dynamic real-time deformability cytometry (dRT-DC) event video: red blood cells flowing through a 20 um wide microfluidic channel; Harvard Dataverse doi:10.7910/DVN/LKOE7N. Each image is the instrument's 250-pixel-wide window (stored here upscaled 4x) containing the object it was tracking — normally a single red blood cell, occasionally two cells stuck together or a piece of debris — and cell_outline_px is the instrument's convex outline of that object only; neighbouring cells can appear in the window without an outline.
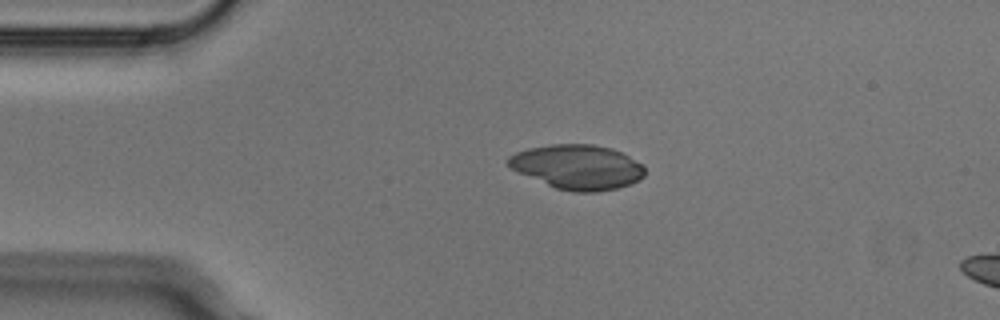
{"species": "Egyptian fruit bat (a non-hibernating species)", "species_latin": "Rousettus aegyptiacus", "temperature_condition": "cold", "stored_images_in_passage": 2, "segment_of_instrument_passage": [1, 2], "camera_frame_rate_fps": 3000, "um_per_image_px": 0.085, "animal": {"sex": "male"}, "frame": {"image": 1, "passage_image": 1, "time_ms": 0.0, "image_size_px": [1000, 320], "cell_outline_px": [[644, 176], [640, 180], [616, 188], [596, 192], [572, 192], [556, 188], [520, 172], [512, 168], [504, 160], [508, 156], [516, 152], [528, 148], [552, 144], [592, 144], [612, 148], [644, 164]], "centroid_in_image_um": [49.1, 14.18], "position_along_channel_um": 35.9, "area_um2": 35.32}}